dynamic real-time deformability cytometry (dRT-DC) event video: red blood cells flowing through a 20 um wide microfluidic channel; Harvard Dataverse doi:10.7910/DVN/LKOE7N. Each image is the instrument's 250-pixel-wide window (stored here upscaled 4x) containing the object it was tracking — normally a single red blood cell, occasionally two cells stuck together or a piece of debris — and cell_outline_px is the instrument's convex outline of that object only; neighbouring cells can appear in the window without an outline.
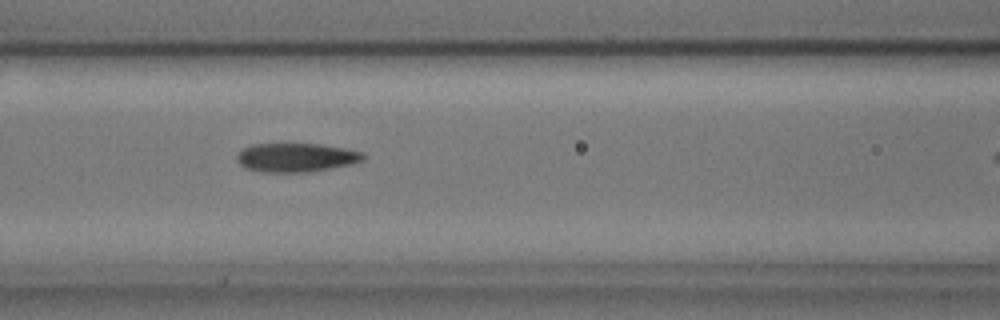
{"species": "common noctule bat (a hibernating species)", "species_latin": "Nyctalus noctula", "temperature_condition": "cold", "stored_images_in_passage": 18, "camera_frame_rate_fps": 3000, "um_per_image_px": 0.085, "animal": {"sex": "male", "body_mass_g": 17.9, "forearm_length_mm": 54.2}, "frame": {"image": 1, "passage_image": 8, "time_ms": 2.333, "image_size_px": [1000, 320], "cell_outline_px": [[368, 156], [364, 160], [352, 164], [332, 168], [308, 172], [260, 172], [244, 168], [236, 160], [236, 156], [244, 148], [252, 144], [320, 144], [348, 148], [364, 152]], "centroid_in_image_um": [25.22, 13.39], "position_along_channel_um": 141.4, "area_um2": 21.56}}
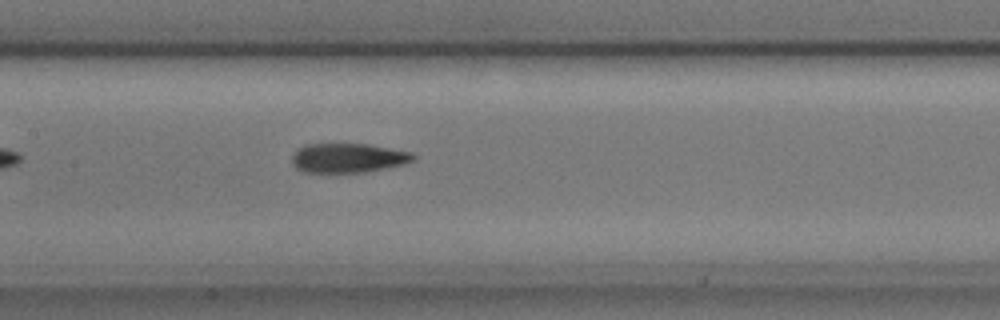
{"frame": {"image": 2, "passage_image": 11, "time_ms": 3.333, "image_size_px": [1000, 320], "cell_outline_px": [[416, 160], [404, 164], [364, 172], [304, 172], [296, 168], [292, 164], [292, 156], [304, 144], [368, 144], [412, 152], [416, 156]], "centroid_in_image_um": [29.61, 13.42], "position_along_channel_um": 177.8, "area_um2": 20.69}}